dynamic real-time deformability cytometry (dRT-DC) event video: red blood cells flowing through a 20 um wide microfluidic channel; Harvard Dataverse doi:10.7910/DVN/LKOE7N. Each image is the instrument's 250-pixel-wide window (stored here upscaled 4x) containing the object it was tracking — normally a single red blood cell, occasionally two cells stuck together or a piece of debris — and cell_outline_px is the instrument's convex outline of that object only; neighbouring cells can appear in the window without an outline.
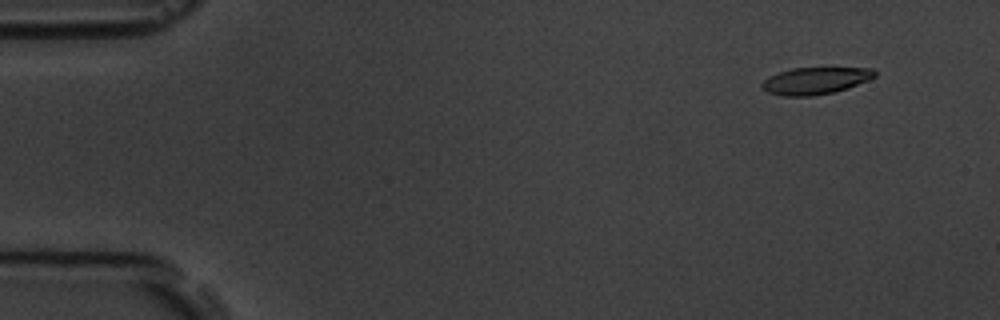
{"species": "common noctule bat (a hibernating species)", "species_latin": "Nyctalus noctula", "temperature_condition": "room temperature", "stored_images_in_passage": 10, "camera_frame_rate_fps": 3000, "um_per_image_px": 0.085, "animal": {"sex": "male", "body_mass_g": 19.5, "forearm_length_mm": 54.6}, "frame": {"image": 1, "passage_image": 2, "time_ms": 1.0, "image_size_px": [1000, 320], "cell_outline_px": [[876, 76], [868, 80], [848, 88], [832, 92], [812, 96], [780, 96], [768, 92], [760, 88], [760, 84], [764, 80], [780, 72], [792, 68], [872, 68], [876, 72]], "centroid_in_image_um": [69.29, 6.87], "position_along_channel_um": 15.7, "area_um2": 17.63}}
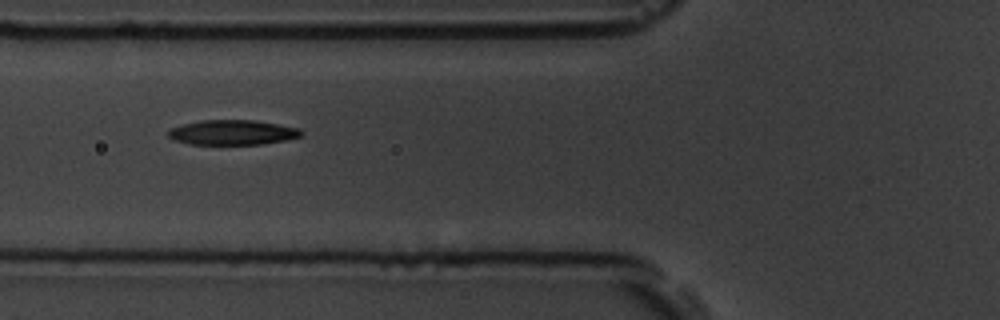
{"frame": {"image": 2, "passage_image": 7, "time_ms": 6.667, "image_size_px": [1000, 320], "cell_outline_px": [[304, 132], [300, 136], [284, 140], [264, 144], [188, 144], [172, 140], [168, 136], [168, 132], [172, 128], [180, 124], [200, 120], [256, 120], [300, 128]], "centroid_in_image_um": [19.74, 11.25], "position_along_channel_um": 106.1, "area_um2": 19.42}}
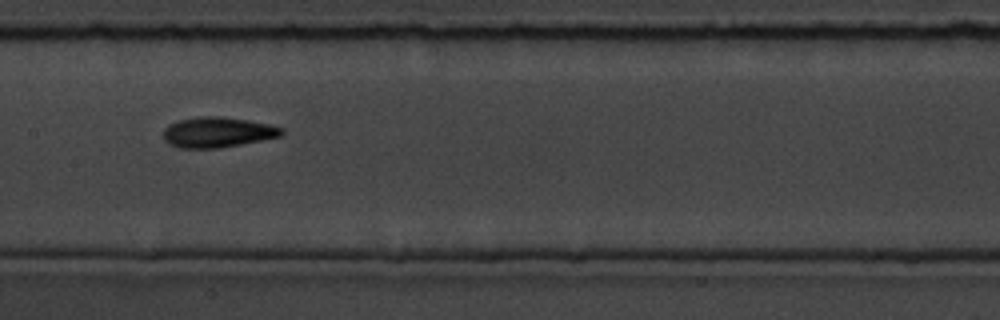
{"frame": {"image": 3, "passage_image": 9, "time_ms": 9.0, "image_size_px": [1000, 320], "cell_outline_px": [[284, 132], [280, 136], [220, 148], [180, 148], [168, 144], [164, 140], [164, 128], [168, 124], [180, 120], [200, 116], [220, 116], [248, 120], [268, 124], [284, 128]], "centroid_in_image_um": [18.46, 11.24], "position_along_channel_um": 188.9, "area_um2": 20.87}}